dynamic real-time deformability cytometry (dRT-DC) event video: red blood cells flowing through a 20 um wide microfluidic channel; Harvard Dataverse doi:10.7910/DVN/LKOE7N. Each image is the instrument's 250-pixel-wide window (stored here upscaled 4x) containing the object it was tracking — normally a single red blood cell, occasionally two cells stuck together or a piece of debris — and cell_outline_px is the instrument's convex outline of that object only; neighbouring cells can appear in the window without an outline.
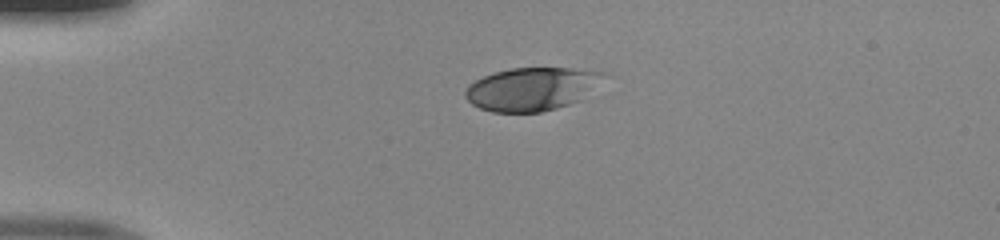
{"species": "human", "species_latin": "Homo sapiens", "temperature_condition": "room temperature", "stored_images_in_passage": 39, "camera_frame_rate_fps": 3000, "um_per_image_px": 0.085, "donor": {"sex": "male"}, "frame": {"image": 1, "passage_image": 1, "time_ms": 0.0, "image_size_px": [1000, 240], "cell_outline_px": [[604, 76], [580, 100], [556, 108], [540, 112], [492, 112], [480, 108], [472, 104], [464, 96], [464, 92], [468, 84], [484, 76], [496, 72], [512, 68], [572, 68], [604, 72]], "centroid_in_image_um": [45.13, 7.56], "position_along_channel_um": 39.9, "area_um2": 34.33}}
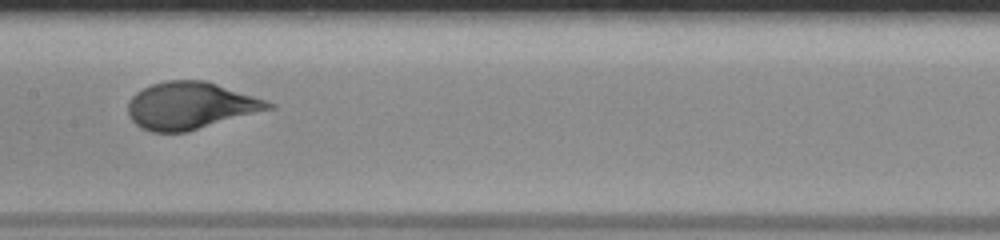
{"frame": {"image": 2, "passage_image": 15, "time_ms": 4.667, "image_size_px": [1000, 240], "cell_outline_px": [[276, 108], [188, 132], [152, 132], [140, 128], [128, 116], [128, 100], [136, 92], [152, 84], [168, 80], [204, 80], [276, 104]], "centroid_in_image_um": [16.17, 9.0], "position_along_channel_um": 191.2, "area_um2": 38.61}}
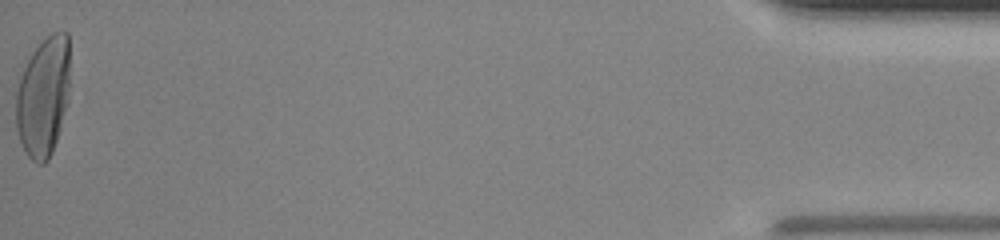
{"frame": {"image": 3, "passage_image": 39, "time_ms": 12.667, "image_size_px": [1000, 240], "cell_outline_px": [[68, 104], [52, 152], [48, 160], [44, 164], [36, 164], [24, 152], [16, 128], [16, 92], [20, 76], [32, 52], [52, 32], [68, 32]], "centroid_in_image_um": [3.66, 8.26], "position_along_channel_um": 431.5, "area_um2": 37.51}}